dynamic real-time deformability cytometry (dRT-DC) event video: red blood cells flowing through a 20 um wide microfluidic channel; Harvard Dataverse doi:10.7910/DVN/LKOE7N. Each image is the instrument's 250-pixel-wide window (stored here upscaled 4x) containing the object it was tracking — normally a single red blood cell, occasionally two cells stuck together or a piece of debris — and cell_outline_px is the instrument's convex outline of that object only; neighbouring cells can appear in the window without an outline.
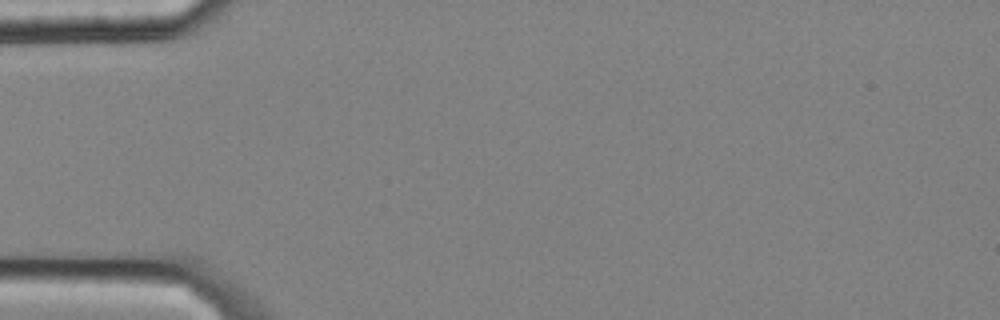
{"species": "common noctule bat (a hibernating species)", "species_latin": "Nyctalus noctula", "temperature_condition": "cold", "stored_images_in_passage": 3, "camera_frame_rate_fps": 3000, "um_per_image_px": 0.085, "animal": {"sex": "male", "body_mass_g": 20.4}, "frame": {"image": 1, "passage_image": 1, "time_ms": 0.0, "image_size_px": [1000, 320], "cell_outline_px": [[152, 240], [144, 244], [104, 244], [36, 240], [20, 236], [20, 232], [32, 228], [80, 228], [144, 232]], "centroid_in_image_um": [7.37, 20.05], "position_along_channel_um": 77.6, "area_um2": 11.91}}